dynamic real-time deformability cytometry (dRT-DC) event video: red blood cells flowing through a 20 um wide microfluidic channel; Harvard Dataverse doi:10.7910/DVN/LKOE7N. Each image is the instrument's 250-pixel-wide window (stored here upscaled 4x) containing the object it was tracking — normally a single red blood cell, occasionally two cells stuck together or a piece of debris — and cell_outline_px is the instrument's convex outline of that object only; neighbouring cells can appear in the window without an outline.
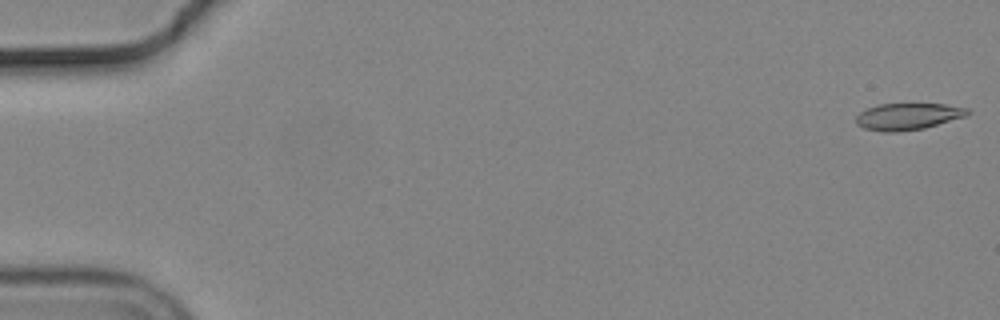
{"species": "common noctule bat (a hibernating species)", "species_latin": "Nyctalus noctula", "temperature_condition": "cold", "stored_images_in_passage": 55, "camera_frame_rate_fps": 3000, "um_per_image_px": 0.085, "animal": {"sex": "male", "body_mass_g": 19.2, "forearm_length_mm": 51.8}, "frame": {"image": 1, "passage_image": 1, "time_ms": 0.0, "image_size_px": [1000, 320], "cell_outline_px": [[972, 112], [968, 116], [924, 128], [896, 132], [884, 132], [864, 128], [856, 124], [856, 116], [864, 108], [880, 104], [944, 104], [968, 108]], "centroid_in_image_um": [77.19, 9.89], "position_along_channel_um": 7.8, "area_um2": 17.51}}
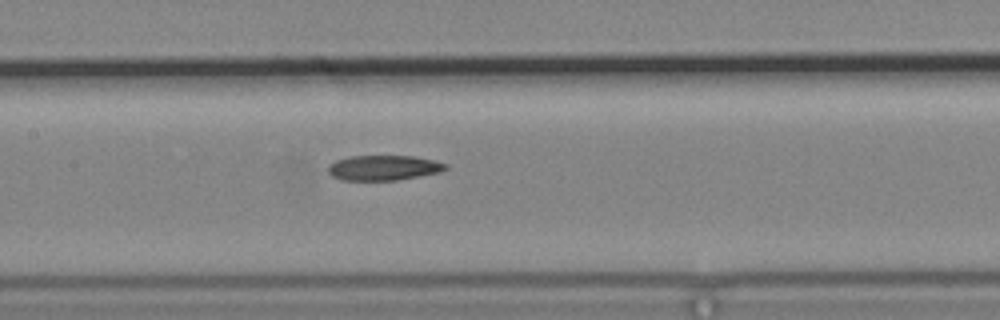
{"frame": {"image": 2, "passage_image": 27, "time_ms": 8.667, "image_size_px": [1000, 320], "cell_outline_px": [[448, 168], [440, 172], [396, 180], [340, 180], [332, 176], [328, 172], [328, 164], [336, 160], [352, 156], [416, 156], [448, 164]], "centroid_in_image_um": [32.59, 14.26], "position_along_channel_um": 174.8, "area_um2": 17.17}}
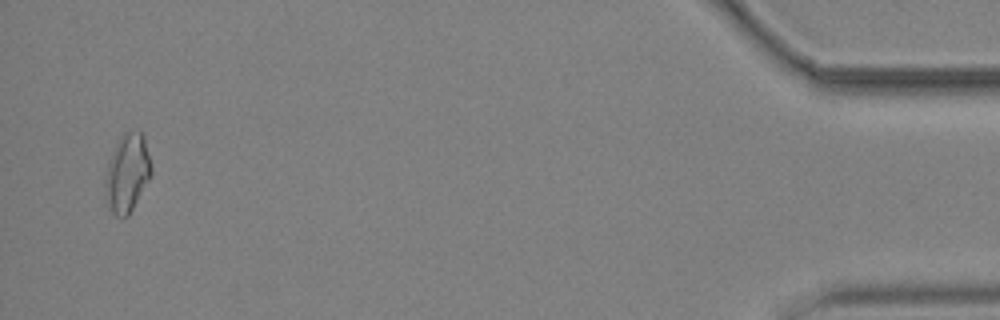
{"frame": {"image": 3, "passage_image": 54, "time_ms": 17.667, "image_size_px": [1000, 320], "cell_outline_px": [[152, 176], [128, 216], [124, 220], [116, 216], [112, 212], [104, 196], [104, 180], [108, 160], [120, 136], [124, 132], [140, 132], [144, 136], [152, 168]], "centroid_in_image_um": [10.8, 14.75], "position_along_channel_um": 424.4, "area_um2": 21.33}}